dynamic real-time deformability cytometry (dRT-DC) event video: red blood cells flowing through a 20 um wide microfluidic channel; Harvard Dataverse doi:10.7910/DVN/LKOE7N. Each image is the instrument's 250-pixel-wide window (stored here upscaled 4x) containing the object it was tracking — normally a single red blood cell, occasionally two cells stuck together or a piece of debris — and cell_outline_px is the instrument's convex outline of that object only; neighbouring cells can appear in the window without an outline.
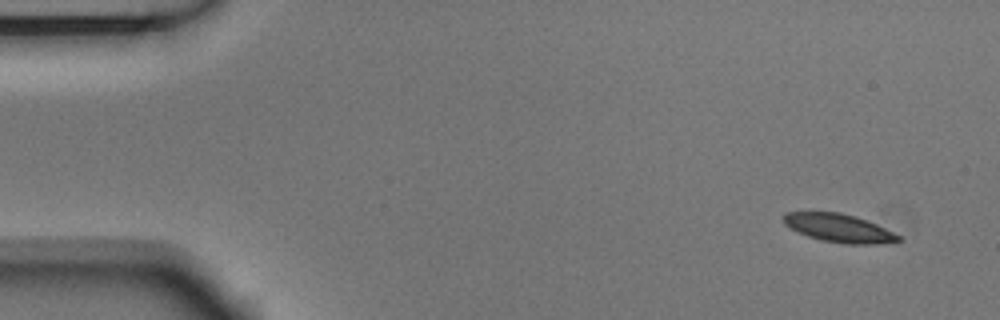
{"species": "Egyptian fruit bat (a non-hibernating species)", "species_latin": "Rousettus aegyptiacus", "temperature_condition": "room temperature", "stored_images_in_passage": 4, "camera_frame_rate_fps": 3000, "um_per_image_px": 0.085, "animal": {"sex": "male"}, "frame": {"image": 1, "passage_image": 1, "time_ms": 0.0, "image_size_px": [1000, 320], "cell_outline_px": [[900, 240], [876, 244], [844, 244], [820, 240], [808, 236], [784, 224], [784, 212], [840, 212], [856, 216], [876, 224], [900, 236]], "centroid_in_image_um": [71.29, 19.38], "position_along_channel_um": 13.7, "area_um2": 18.67}}
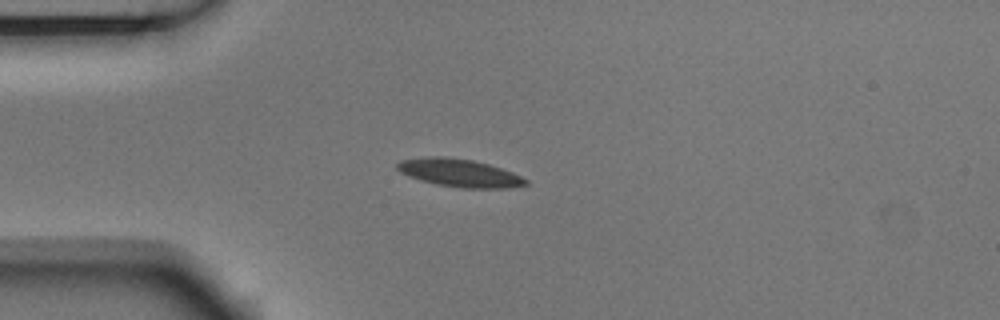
{"frame": {"image": 2, "passage_image": 4, "time_ms": 1.0, "image_size_px": [1000, 320], "cell_outline_px": [[528, 184], [504, 188], [460, 188], [436, 184], [420, 180], [400, 172], [396, 168], [396, 164], [400, 160], [428, 156], [444, 156], [472, 160], [488, 164], [512, 172], [528, 180]], "centroid_in_image_um": [39.02, 14.69], "position_along_channel_um": 46.0, "area_um2": 20.81}}